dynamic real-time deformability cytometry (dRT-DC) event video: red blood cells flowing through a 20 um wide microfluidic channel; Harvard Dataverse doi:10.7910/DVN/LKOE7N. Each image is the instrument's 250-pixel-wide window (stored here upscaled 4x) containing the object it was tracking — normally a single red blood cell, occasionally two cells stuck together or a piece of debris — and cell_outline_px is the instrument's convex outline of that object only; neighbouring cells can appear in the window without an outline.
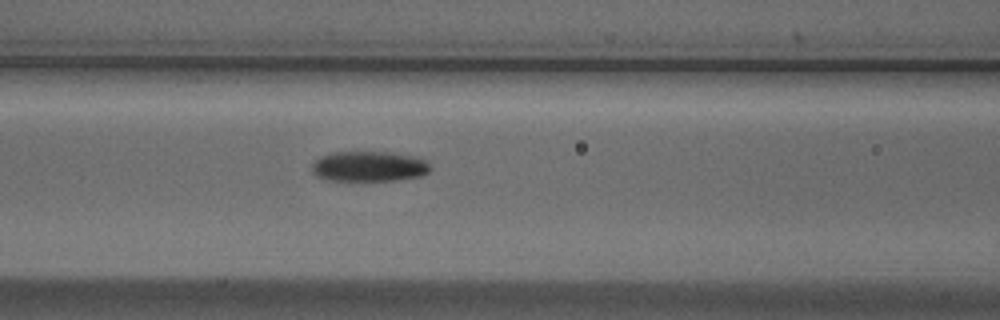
{"species": "Egyptian fruit bat (a non-hibernating species)", "species_latin": "Rousettus aegyptiacus", "temperature_condition": "cold", "stored_images_in_passage": 4, "camera_frame_rate_fps": 3000, "um_per_image_px": 0.085, "animal": {"sex": "male"}, "frame": {"image": 1, "passage_image": 4, "time_ms": 1.0, "image_size_px": [1000, 320], "cell_outline_px": [[432, 168], [428, 172], [420, 176], [396, 180], [328, 180], [316, 176], [312, 172], [312, 164], [320, 156], [332, 152], [392, 152], [412, 156], [428, 160], [432, 164]], "centroid_in_image_um": [31.4, 14.13], "position_along_channel_um": 135.2, "area_um2": 21.04}}